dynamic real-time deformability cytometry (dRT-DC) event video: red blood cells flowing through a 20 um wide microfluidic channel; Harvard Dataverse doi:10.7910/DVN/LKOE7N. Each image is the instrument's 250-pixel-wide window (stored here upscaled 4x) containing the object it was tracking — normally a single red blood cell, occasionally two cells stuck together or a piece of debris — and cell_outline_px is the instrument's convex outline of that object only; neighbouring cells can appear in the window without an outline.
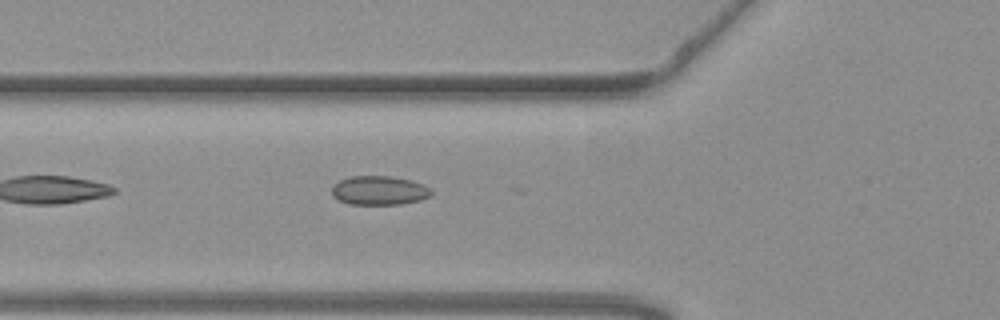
{"species": "common noctule bat (a hibernating species)", "species_latin": "Nyctalus noctula", "temperature_condition": "warm", "stored_images_in_passage": 38, "camera_frame_rate_fps": 3000, "um_per_image_px": 0.085, "animal": {"sex": "female", "body_mass_g": 19.3, "forearm_length_mm": 54.1}, "frame": {"image": 1, "passage_image": 3, "time_ms": 0.667, "image_size_px": [1000, 320], "cell_outline_px": [[432, 192], [428, 196], [420, 200], [400, 204], [348, 204], [332, 196], [332, 184], [348, 176], [388, 176], [412, 180], [424, 184]], "centroid_in_image_um": [32.19, 16.18], "position_along_channel_um": 93.6, "area_um2": 16.82}}
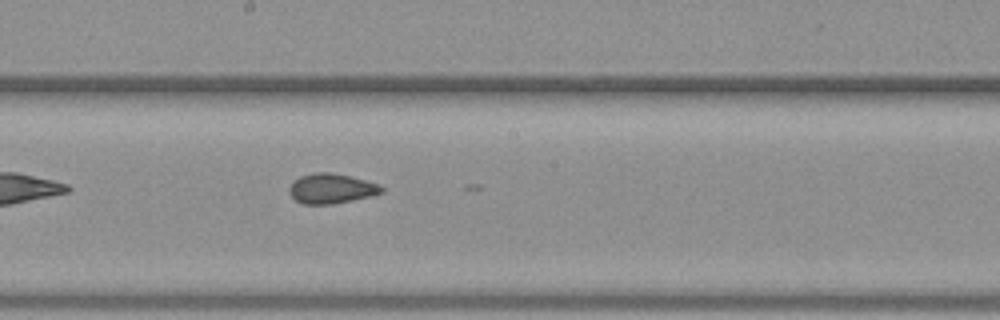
{"frame": {"image": 2, "passage_image": 13, "time_ms": 4.0, "image_size_px": [1000, 320], "cell_outline_px": [[384, 192], [352, 200], [332, 204], [304, 204], [296, 200], [288, 192], [288, 188], [300, 176], [312, 172], [332, 172], [380, 184], [384, 188]], "centroid_in_image_um": [28.16, 16.02], "position_along_channel_um": 220.0, "area_um2": 15.95}}
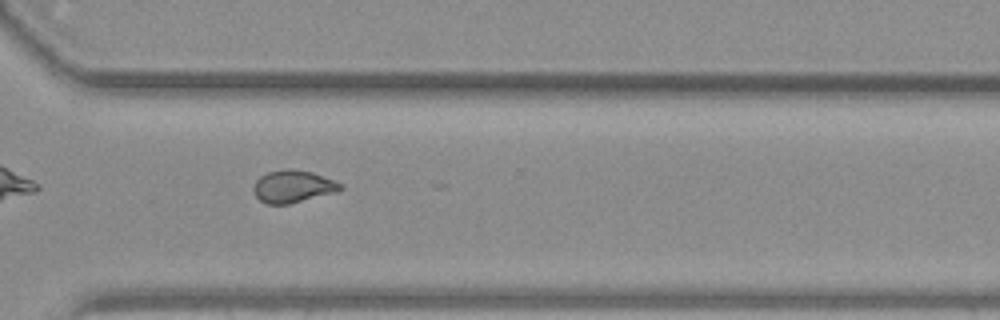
{"frame": {"image": 3, "passage_image": 23, "time_ms": 7.333, "image_size_px": [1000, 320], "cell_outline_px": [[344, 188], [336, 192], [288, 204], [268, 204], [260, 200], [256, 196], [252, 188], [256, 180], [260, 176], [268, 172], [284, 168], [288, 168], [312, 172], [344, 184]], "centroid_in_image_um": [24.9, 15.84], "position_along_channel_um": 345.7, "area_um2": 16.42}, "authors_computed_cell_mechanics": {"area_um2": 16.2418, "velocity_mm_per_s": 3.7793, "shape_relaxation_time_tau1_ms": null, "shape_relaxation_time_tau2_ms": 1.1084, "deformation_change_tau1": null, "deformation_change_tau2": 0.059}}